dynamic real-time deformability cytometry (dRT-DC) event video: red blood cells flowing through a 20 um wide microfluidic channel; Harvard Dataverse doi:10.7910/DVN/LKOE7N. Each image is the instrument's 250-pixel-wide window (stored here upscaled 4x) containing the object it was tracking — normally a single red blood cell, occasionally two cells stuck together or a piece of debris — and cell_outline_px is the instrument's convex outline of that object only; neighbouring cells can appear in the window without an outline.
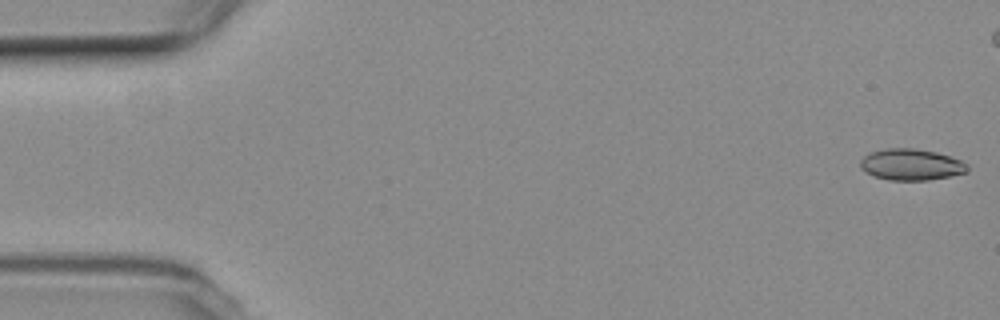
{"species": "common noctule bat (a hibernating species)", "species_latin": "Nyctalus noctula", "temperature_condition": "room temperature", "stored_images_in_passage": 47, "camera_frame_rate_fps": 3000, "um_per_image_px": 0.085, "animal": {"sex": "female", "body_mass_g": 19.3, "forearm_length_mm": 54.1}, "frame": {"image": 1, "passage_image": 1, "time_ms": 0.0, "image_size_px": [1000, 320], "cell_outline_px": [[968, 172], [928, 180], [888, 180], [876, 176], [860, 168], [860, 160], [868, 152], [884, 148], [916, 148], [936, 152], [960, 160], [968, 164]], "centroid_in_image_um": [77.43, 13.97], "position_along_channel_um": 7.6, "area_um2": 19.54}}
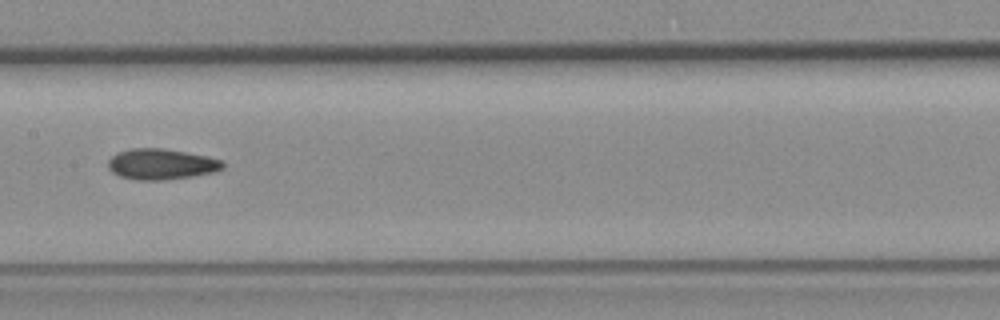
{"frame": {"image": 2, "passage_image": 27, "time_ms": 8.667, "image_size_px": [1000, 320], "cell_outline_px": [[224, 168], [216, 172], [192, 176], [164, 180], [136, 180], [120, 176], [112, 172], [108, 168], [108, 160], [116, 152], [132, 148], [164, 148], [208, 156], [220, 160], [224, 164]], "centroid_in_image_um": [13.7, 13.95], "position_along_channel_um": 193.7, "area_um2": 20.69}}
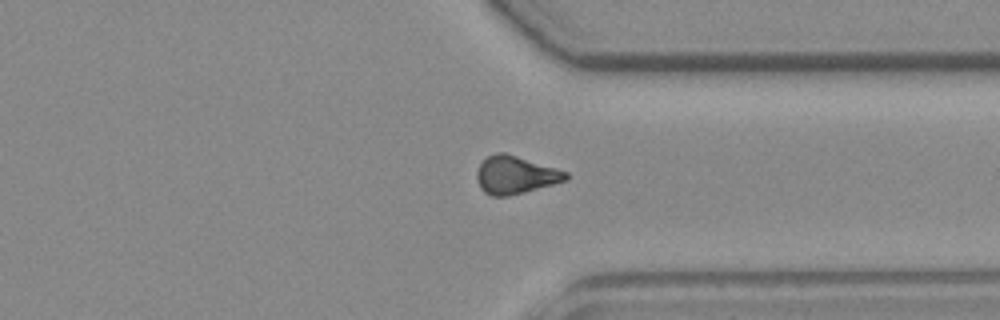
{"frame": {"image": 3, "passage_image": 41, "time_ms": 13.333, "image_size_px": [1000, 320], "cell_outline_px": [[568, 180], [524, 192], [508, 196], [492, 196], [484, 192], [480, 188], [476, 176], [476, 172], [480, 164], [488, 156], [500, 152], [504, 152], [556, 168], [568, 172]], "centroid_in_image_um": [43.8, 14.88], "position_along_channel_um": 367.6, "area_um2": 19.48}}